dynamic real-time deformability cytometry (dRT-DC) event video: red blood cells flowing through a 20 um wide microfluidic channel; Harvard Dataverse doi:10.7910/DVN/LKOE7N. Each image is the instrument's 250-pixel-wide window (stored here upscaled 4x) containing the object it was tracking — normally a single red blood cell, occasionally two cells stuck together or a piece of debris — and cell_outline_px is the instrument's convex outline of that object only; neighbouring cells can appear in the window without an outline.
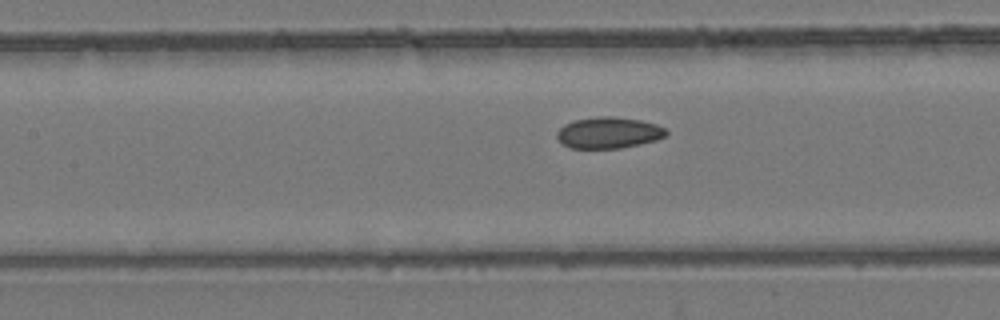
{"species": "common noctule bat (a hibernating species)", "species_latin": "Nyctalus noctula", "temperature_condition": "room temperature", "stored_images_in_passage": 24, "camera_frame_rate_fps": 3000, "um_per_image_px": 0.085, "animal": {"sex": "female", "body_mass_g": 24.6, "forearm_length_mm": 56.2}, "frame": {"image": 1, "passage_image": 21, "time_ms": 6.667, "image_size_px": [1000, 320], "cell_outline_px": [[668, 132], [664, 136], [656, 140], [640, 144], [620, 148], [568, 148], [560, 144], [556, 136], [556, 132], [564, 124], [572, 120], [600, 116], [612, 116], [640, 120], [656, 124], [664, 128]], "centroid_in_image_um": [51.67, 11.28], "position_along_channel_um": 155.7, "area_um2": 20.06}}